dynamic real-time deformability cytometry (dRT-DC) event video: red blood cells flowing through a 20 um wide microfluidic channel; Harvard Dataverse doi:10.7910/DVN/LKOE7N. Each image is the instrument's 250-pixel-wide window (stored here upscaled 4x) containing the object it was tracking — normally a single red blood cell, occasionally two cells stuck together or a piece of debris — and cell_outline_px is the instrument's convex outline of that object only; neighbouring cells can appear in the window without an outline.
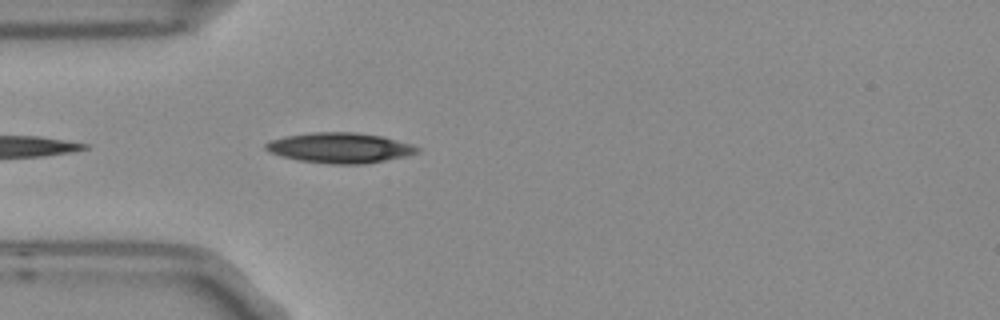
{"species": "Egyptian fruit bat (a non-hibernating species)", "species_latin": "Rousettus aegyptiacus", "temperature_condition": "room temperature", "stored_images_in_passage": 5, "camera_frame_rate_fps": 3000, "um_per_image_px": 0.085, "frame": {"image": 1, "passage_image": 5, "time_ms": 1.333, "image_size_px": [1000, 320], "cell_outline_px": [[420, 152], [408, 156], [364, 164], [332, 164], [300, 160], [280, 156], [268, 152], [264, 148], [264, 144], [268, 140], [288, 136], [312, 132], [356, 132], [380, 136], [412, 144], [420, 148]], "centroid_in_image_um": [28.89, 12.57], "position_along_channel_um": 56.1, "area_um2": 26.82}}